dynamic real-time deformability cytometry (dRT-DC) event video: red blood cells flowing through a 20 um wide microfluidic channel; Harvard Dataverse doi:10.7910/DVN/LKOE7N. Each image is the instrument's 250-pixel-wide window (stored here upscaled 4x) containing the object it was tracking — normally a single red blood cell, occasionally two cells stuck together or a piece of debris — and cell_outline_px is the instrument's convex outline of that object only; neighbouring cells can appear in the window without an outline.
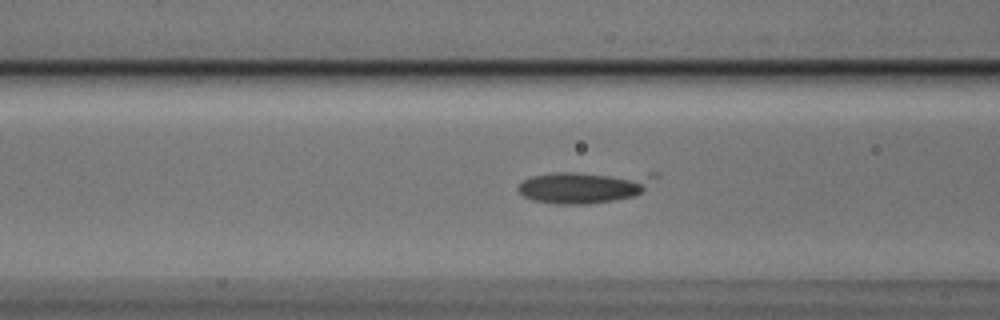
{"species": "Egyptian fruit bat (a non-hibernating species)", "species_latin": "Rousettus aegyptiacus", "temperature_condition": "cold", "stored_images_in_passage": 17, "camera_frame_rate_fps": 3000, "um_per_image_px": 0.085, "animal": {"sex": "male"}, "frame": {"image": 1, "passage_image": 8, "time_ms": 2.333, "image_size_px": [1000, 320], "cell_outline_px": [[660, 172], [636, 196], [588, 204], [556, 204], [532, 200], [524, 196], [516, 188], [524, 180], [532, 176], [556, 172]], "centroid_in_image_um": [49.68, 15.86], "position_along_channel_um": 116.9, "area_um2": 25.66}}
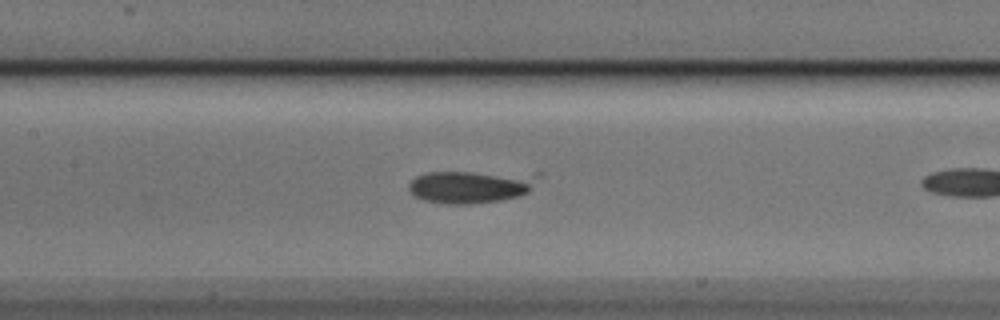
{"frame": {"image": 2, "passage_image": 12, "time_ms": 3.667, "image_size_px": [1000, 320], "cell_outline_px": [[544, 176], [528, 192], [520, 196], [500, 200], [468, 204], [448, 204], [420, 200], [408, 188], [408, 184], [416, 176], [428, 172], [544, 172]], "centroid_in_image_um": [40.15, 15.83], "position_along_channel_um": 167.3, "area_um2": 25.32}}
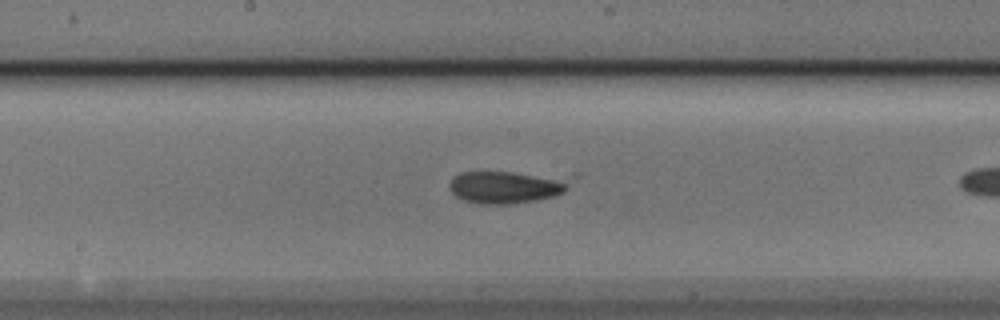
{"frame": {"image": 3, "passage_image": 15, "time_ms": 4.667, "image_size_px": [1000, 320], "cell_outline_px": [[580, 176], [564, 192], [556, 196], [536, 200], [512, 204], [476, 204], [464, 200], [456, 196], [448, 188], [448, 184], [452, 176], [460, 172], [576, 172]], "centroid_in_image_um": [43.32, 15.83], "position_along_channel_um": 204.9, "area_um2": 24.8}}